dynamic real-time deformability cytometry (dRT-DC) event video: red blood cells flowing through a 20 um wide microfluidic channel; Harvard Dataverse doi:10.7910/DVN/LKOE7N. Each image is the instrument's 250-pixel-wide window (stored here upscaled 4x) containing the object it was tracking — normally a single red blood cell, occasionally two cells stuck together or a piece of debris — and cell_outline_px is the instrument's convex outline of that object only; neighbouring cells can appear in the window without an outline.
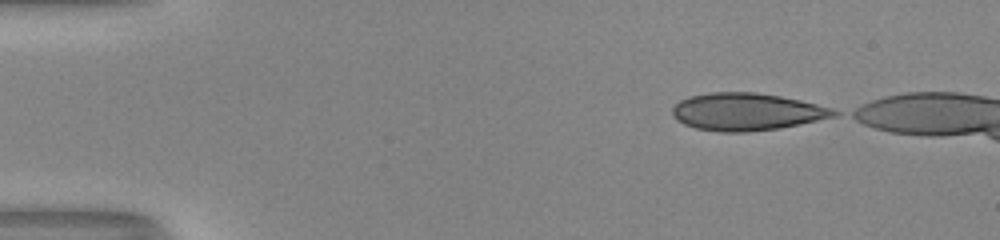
{"species": "human", "species_latin": "Homo sapiens", "temperature_condition": "room temperature", "stored_images_in_passage": 43, "camera_frame_rate_fps": 3000, "um_per_image_px": 0.085, "donor": {"sex": "male"}, "frame": {"image": 1, "passage_image": 1, "time_ms": 0.0, "image_size_px": [1000, 240], "cell_outline_px": [[840, 116], [776, 128], [748, 132], [720, 132], [696, 128], [684, 124], [676, 120], [672, 116], [672, 108], [680, 100], [692, 96], [708, 92], [756, 92], [780, 96], [800, 100], [832, 108], [840, 112]], "centroid_in_image_um": [63.47, 9.5], "position_along_channel_um": 21.5, "area_um2": 35.2}}
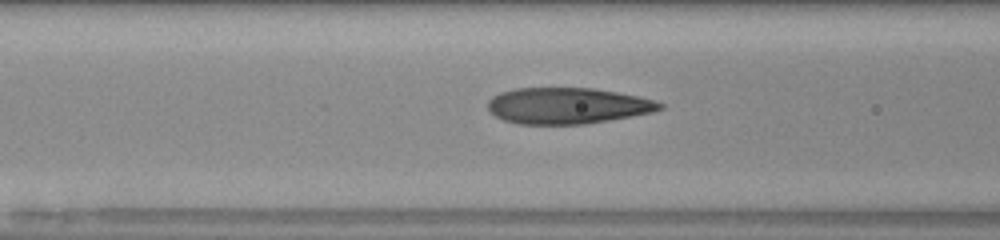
{"frame": {"image": 2, "passage_image": 16, "time_ms": 5.0, "image_size_px": [1000, 240], "cell_outline_px": [[664, 108], [652, 112], [608, 120], [584, 124], [520, 124], [504, 120], [496, 116], [488, 108], [488, 100], [492, 96], [500, 92], [516, 88], [592, 88], [616, 92], [656, 100], [664, 104]], "centroid_in_image_um": [48.23, 8.98], "position_along_channel_um": 118.4, "area_um2": 36.07}}
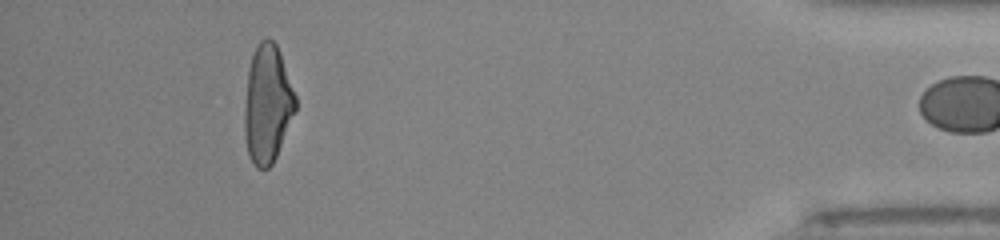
{"frame": {"image": 3, "passage_image": 42, "time_ms": 13.667, "image_size_px": [1000, 240], "cell_outline_px": [[296, 108], [276, 156], [272, 164], [268, 168], [256, 168], [248, 156], [244, 136], [244, 108], [248, 68], [256, 44], [260, 40], [268, 36], [276, 44], [280, 52], [296, 96]], "centroid_in_image_um": [22.7, 8.82], "position_along_channel_um": 412.5, "area_um2": 35.2}, "authors_computed_cell_mechanics": {"area_um2": 35.7782, "velocity_mm_per_s": 4.0786, "shape_relaxation_time_tau1_ms": 7.4888, "shape_relaxation_time_tau2_ms": 1.0765, "deformation_change_tau1": 0.2678, "deformation_change_tau2": 0.0769}}